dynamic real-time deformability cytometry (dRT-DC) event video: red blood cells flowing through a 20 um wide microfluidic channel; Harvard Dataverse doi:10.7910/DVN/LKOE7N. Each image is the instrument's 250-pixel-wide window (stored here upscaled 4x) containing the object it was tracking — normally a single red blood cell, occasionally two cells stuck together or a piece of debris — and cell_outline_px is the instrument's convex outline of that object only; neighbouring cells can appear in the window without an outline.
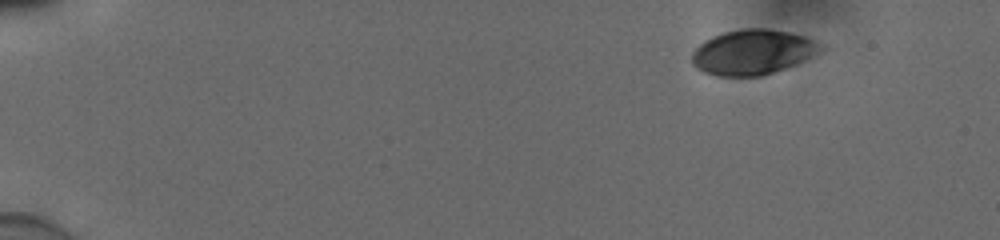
{"species": "human", "species_latin": "Homo sapiens", "temperature_condition": "cold", "stored_images_in_passage": 49, "camera_frame_rate_fps": 3000, "um_per_image_px": 0.085, "donor": {"sex": "male"}, "frame": {"image": 1, "passage_image": 1, "time_ms": 0.0, "image_size_px": [1000, 240], "cell_outline_px": [[832, 48], [824, 52], [796, 64], [760, 76], [716, 76], [704, 72], [696, 68], [692, 64], [692, 52], [704, 40], [712, 36], [724, 32], [744, 28], [764, 28], [804, 36], [828, 44]], "centroid_in_image_um": [64.07, 4.43], "position_along_channel_um": 20.9, "area_um2": 34.33}}
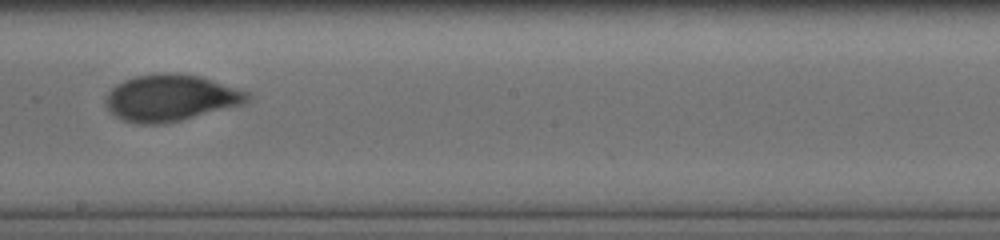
{"frame": {"image": 2, "passage_image": 28, "time_ms": 9.0, "image_size_px": [1000, 240], "cell_outline_px": [[252, 100], [244, 104], [164, 124], [140, 124], [124, 120], [116, 116], [104, 104], [104, 100], [108, 92], [116, 84], [132, 76], [156, 72], [176, 72], [200, 76], [248, 92], [252, 96]], "centroid_in_image_um": [14.49, 8.3], "position_along_channel_um": 233.7, "area_um2": 38.73}}
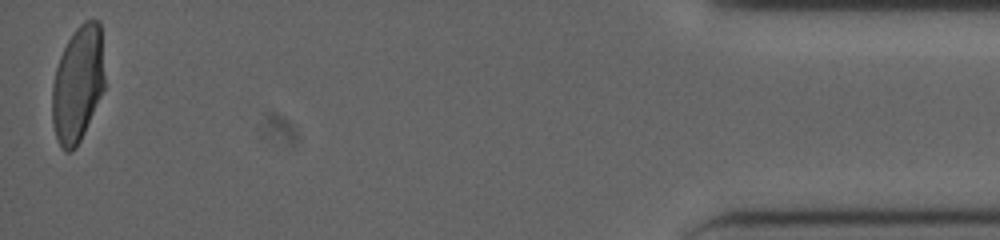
{"frame": {"image": 3, "passage_image": 49, "time_ms": 16.0, "image_size_px": [1000, 240], "cell_outline_px": [[104, 88], [84, 132], [76, 148], [72, 152], [64, 152], [56, 136], [52, 124], [52, 84], [56, 68], [60, 56], [68, 40], [76, 28], [84, 20], [100, 20], [104, 76]], "centroid_in_image_um": [6.6, 7.14], "position_along_channel_um": 428.6, "area_um2": 35.37}, "authors_computed_cell_mechanics": {"area_um2": 37.4544, "velocity_mm_per_s": 3.8657, "shape_relaxation_time_tau1_ms": 4.8767, "shape_relaxation_time_tau2_ms": null, "deformation_change_tau1": 0.1697, "deformation_change_tau2": null}}